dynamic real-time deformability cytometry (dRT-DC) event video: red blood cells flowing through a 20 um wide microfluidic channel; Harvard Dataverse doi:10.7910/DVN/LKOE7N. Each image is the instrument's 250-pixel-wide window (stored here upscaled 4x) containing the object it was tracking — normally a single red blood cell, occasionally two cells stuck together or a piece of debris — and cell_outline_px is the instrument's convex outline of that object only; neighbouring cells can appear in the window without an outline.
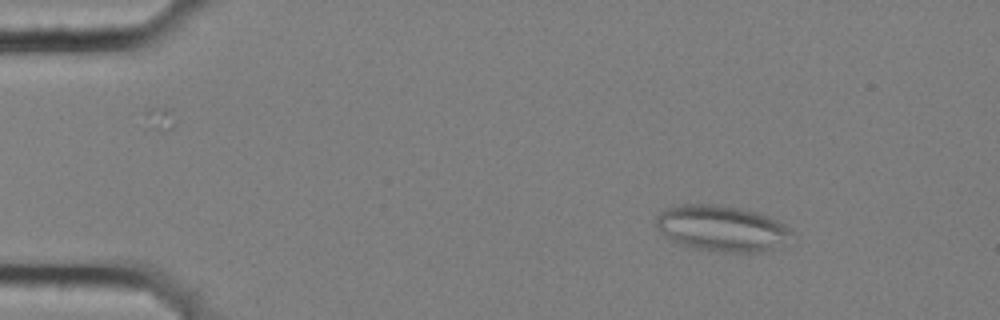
{"species": "common noctule bat (a hibernating species)", "species_latin": "Nyctalus noctula", "temperature_condition": "cold", "stored_images_in_passage": 10, "segment_of_instrument_passage": [1, 2], "camera_frame_rate_fps": 3000, "um_per_image_px": 0.085, "animal": {"sex": "female", "body_mass_g": 25.1}, "frame": {"image": 1, "passage_image": 2, "time_ms": 0.333, "image_size_px": [1000, 320], "cell_outline_px": [[796, 236], [776, 248], [760, 252], [724, 252], [692, 248], [668, 240], [656, 228], [656, 216], [660, 212], [668, 208], [680, 204], [720, 204], [740, 208], [756, 212], [768, 216], [784, 224]], "centroid_in_image_um": [61.34, 19.42], "position_along_channel_um": 23.7, "area_um2": 36.7}}